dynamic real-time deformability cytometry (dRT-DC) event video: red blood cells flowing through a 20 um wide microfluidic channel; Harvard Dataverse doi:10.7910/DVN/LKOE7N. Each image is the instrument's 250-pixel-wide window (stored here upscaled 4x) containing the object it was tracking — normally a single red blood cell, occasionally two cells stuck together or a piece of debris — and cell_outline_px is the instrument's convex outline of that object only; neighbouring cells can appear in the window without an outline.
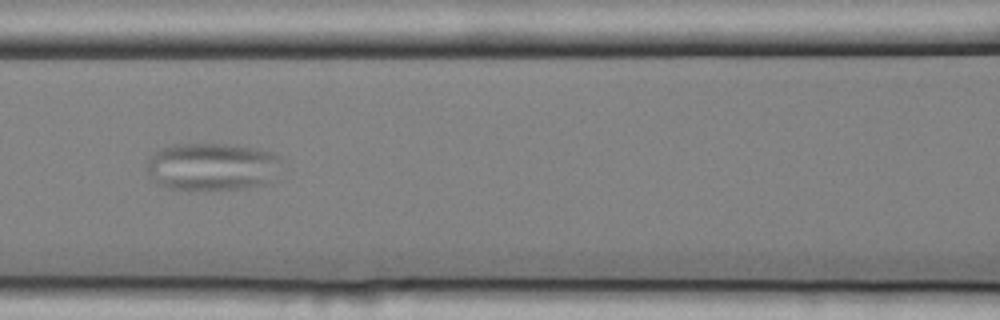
{"species": "common noctule bat (a hibernating species)", "species_latin": "Nyctalus noctula", "temperature_condition": "cold", "stored_images_in_passage": 9, "camera_frame_rate_fps": 3000, "um_per_image_px": 0.085, "animal": {"sex": "female", "body_mass_g": 25.1}, "frame": {"image": 1, "passage_image": 8, "time_ms": 2.333, "image_size_px": [1000, 320], "cell_outline_px": [[284, 156], [272, 184], [244, 188], [168, 188], [156, 184], [152, 180], [148, 172], [148, 160], [160, 148], [172, 144], [224, 144], [260, 148]], "centroid_in_image_um": [18.12, 14.14], "position_along_channel_um": 148.5, "area_um2": 37.63}}
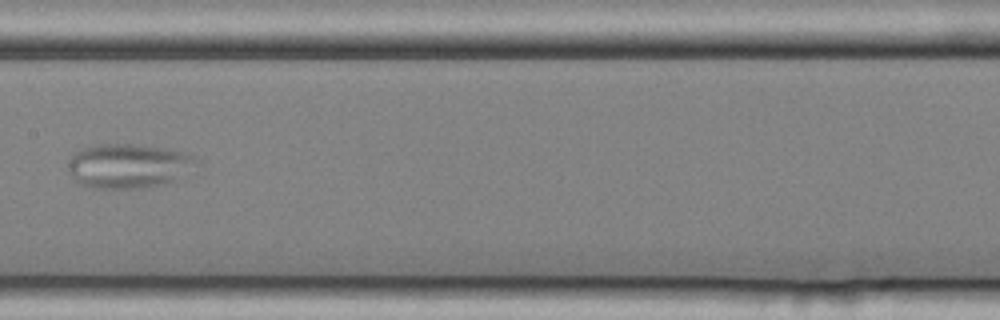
{"frame": {"image": 2, "passage_image": 9, "time_ms": 2.667, "image_size_px": [1000, 320], "cell_outline_px": [[200, 160], [168, 184], [144, 188], [92, 188], [76, 184], [68, 172], [68, 164], [72, 152], [84, 148], [100, 144], [136, 144], [168, 148], [188, 152], [196, 156]], "centroid_in_image_um": [10.87, 14.1], "position_along_channel_um": 196.5, "area_um2": 33.64}}